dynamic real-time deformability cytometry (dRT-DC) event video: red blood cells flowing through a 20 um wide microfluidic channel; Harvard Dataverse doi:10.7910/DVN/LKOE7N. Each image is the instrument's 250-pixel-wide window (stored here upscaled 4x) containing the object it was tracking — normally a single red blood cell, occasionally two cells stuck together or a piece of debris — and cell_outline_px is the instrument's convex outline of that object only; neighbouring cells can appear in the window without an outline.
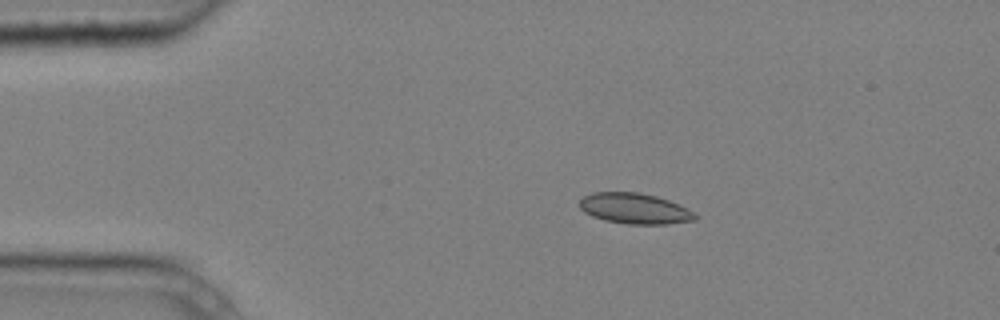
{"species": "common noctule bat (a hibernating species)", "species_latin": "Nyctalus noctula", "temperature_condition": "cold", "stored_images_in_passage": 6, "camera_frame_rate_fps": 3000, "um_per_image_px": 0.085, "animal": {"sex": "male", "body_mass_g": 20.4}, "frame": {"image": 1, "passage_image": 2, "time_ms": 0.333, "image_size_px": [1000, 320], "cell_outline_px": [[696, 220], [668, 224], [628, 224], [604, 220], [592, 216], [584, 212], [580, 208], [580, 200], [584, 196], [592, 192], [640, 192], [656, 196], [680, 204], [688, 208], [696, 216]], "centroid_in_image_um": [53.94, 17.72], "position_along_channel_um": 31.1, "area_um2": 20.69}}
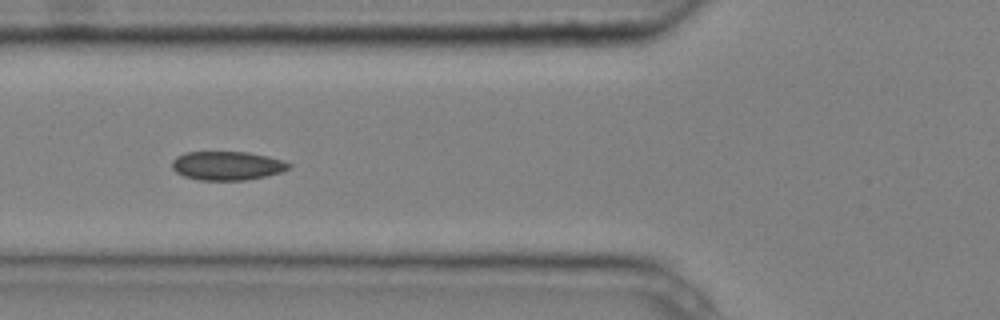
{"frame": {"image": 2, "passage_image": 5, "time_ms": 1.333, "image_size_px": [1000, 320], "cell_outline_px": [[292, 168], [280, 172], [264, 176], [244, 180], [196, 180], [184, 176], [176, 172], [172, 168], [172, 160], [176, 156], [184, 152], [248, 152], [268, 156], [284, 160], [292, 164]], "centroid_in_image_um": [19.31, 14.08], "position_along_channel_um": 106.5, "area_um2": 19.77}}
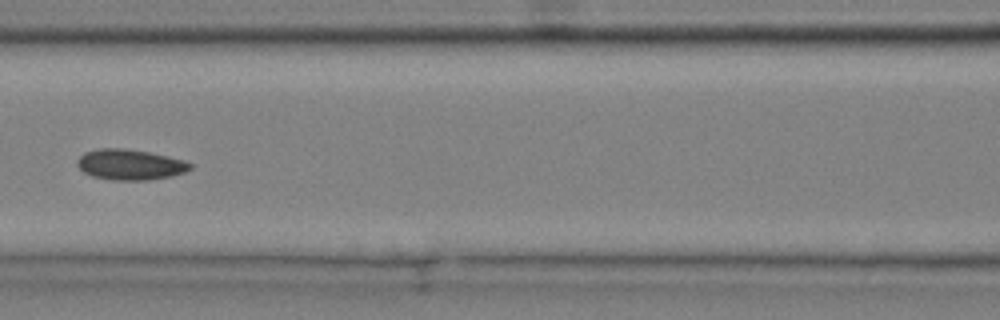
{"frame": {"image": 3, "passage_image": 6, "time_ms": 1.667, "image_size_px": [1000, 320], "cell_outline_px": [[192, 168], [184, 172], [172, 176], [148, 180], [112, 180], [92, 176], [84, 172], [76, 164], [76, 160], [84, 152], [100, 148], [124, 148], [148, 152], [168, 156], [184, 160], [192, 164]], "centroid_in_image_um": [11.04, 13.99], "position_along_channel_um": 155.6, "area_um2": 20.17}}